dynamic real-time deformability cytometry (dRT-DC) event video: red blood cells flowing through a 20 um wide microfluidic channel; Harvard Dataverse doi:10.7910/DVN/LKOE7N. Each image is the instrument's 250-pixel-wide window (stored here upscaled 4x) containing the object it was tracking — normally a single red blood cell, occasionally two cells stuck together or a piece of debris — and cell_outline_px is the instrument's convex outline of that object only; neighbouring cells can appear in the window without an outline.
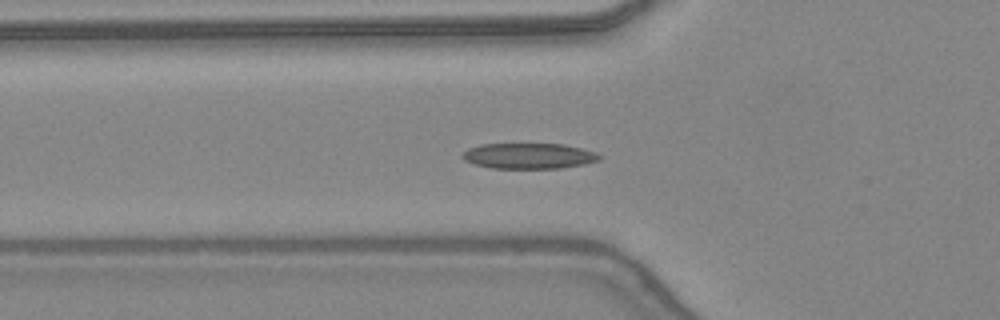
{"species": "common noctule bat (a hibernating species)", "species_latin": "Nyctalus noctula", "temperature_condition": "warm", "stored_images_in_passage": 48, "camera_frame_rate_fps": 3000, "um_per_image_px": 0.085, "animal": {"sex": "female", "body_mass_g": 24.6, "forearm_length_mm": 56.2}, "frame": {"image": 1, "passage_image": 17, "time_ms": 5.333, "image_size_px": [1000, 320], "cell_outline_px": [[600, 160], [584, 164], [560, 168], [492, 168], [476, 164], [464, 160], [460, 156], [468, 148], [480, 144], [564, 144], [596, 152], [600, 156]], "centroid_in_image_um": [44.94, 13.25], "position_along_channel_um": 80.9, "area_um2": 20.35}}
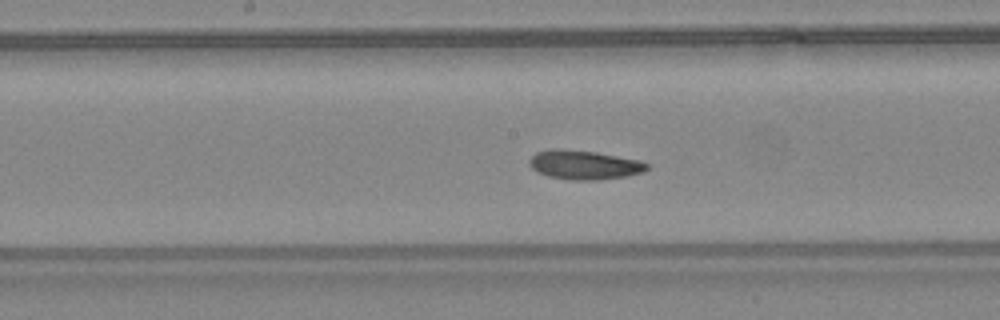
{"frame": {"image": 2, "passage_image": 25, "time_ms": 8.0, "image_size_px": [1000, 320], "cell_outline_px": [[648, 168], [644, 172], [624, 176], [600, 180], [568, 180], [548, 176], [536, 172], [528, 164], [528, 160], [536, 152], [552, 148], [560, 148], [596, 152], [640, 160], [648, 164]], "centroid_in_image_um": [49.62, 14.01], "position_along_channel_um": 198.6, "area_um2": 20.17}}
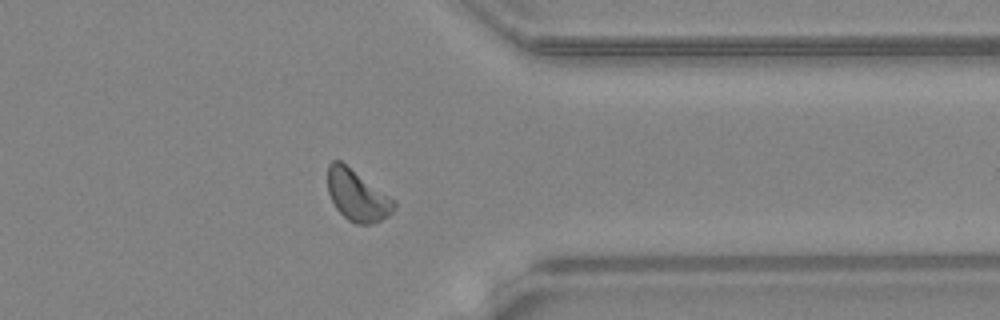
{"frame": {"image": 3, "passage_image": 38, "time_ms": 12.333, "image_size_px": [1000, 320], "cell_outline_px": [[396, 208], [388, 216], [372, 224], [356, 224], [348, 220], [336, 208], [328, 192], [328, 164], [332, 160], [340, 160], [396, 200]], "centroid_in_image_um": [30.38, 16.61], "position_along_channel_um": 381.0, "area_um2": 19.77}, "authors_computed_cell_mechanics": {"area_um2": 19.3341, "velocity_mm_per_s": 4.3811, "shape_relaxation_time_tau1_ms": 2.9318, "shape_relaxation_time_tau2_ms": 2.8187, "deformation_change_tau1": 0.1115, "deformation_change_tau2": 0.0971}}